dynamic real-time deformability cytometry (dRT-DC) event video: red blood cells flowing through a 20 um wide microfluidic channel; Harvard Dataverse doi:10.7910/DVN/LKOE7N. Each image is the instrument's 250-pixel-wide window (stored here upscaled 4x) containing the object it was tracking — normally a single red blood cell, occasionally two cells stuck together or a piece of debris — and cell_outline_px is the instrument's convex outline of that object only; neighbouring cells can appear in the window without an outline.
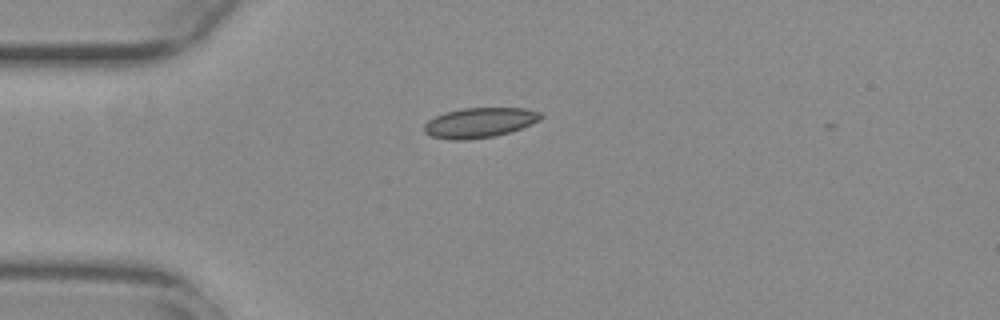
{"species": "common noctule bat (a hibernating species)", "species_latin": "Nyctalus noctula", "temperature_condition": "warm", "stored_images_in_passage": 2, "camera_frame_rate_fps": 3000, "um_per_image_px": 0.085, "animal": {"sex": "female", "body_mass_g": 29.2, "forearm_length_mm": 56.3}, "frame": {"image": 1, "passage_image": 1, "time_ms": 0.0, "image_size_px": [1000, 320], "cell_outline_px": [[544, 116], [540, 120], [532, 124], [496, 136], [464, 140], [448, 140], [432, 136], [424, 132], [424, 124], [428, 120], [444, 112], [460, 108], [524, 108], [540, 112]], "centroid_in_image_um": [40.75, 10.42], "position_along_channel_um": 44.2, "area_um2": 20.46}}